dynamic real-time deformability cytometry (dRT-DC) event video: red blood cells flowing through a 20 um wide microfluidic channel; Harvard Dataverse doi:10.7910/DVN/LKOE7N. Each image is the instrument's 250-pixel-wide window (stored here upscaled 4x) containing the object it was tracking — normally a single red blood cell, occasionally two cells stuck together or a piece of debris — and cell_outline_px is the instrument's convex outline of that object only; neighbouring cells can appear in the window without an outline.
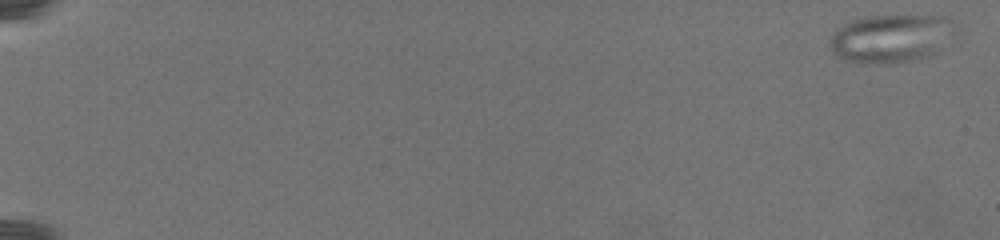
{"species": "common noctule bat (a hibernating species)", "species_latin": "Nyctalus noctula", "temperature_condition": "warm", "stored_images_in_passage": 54, "camera_frame_rate_fps": 3000, "um_per_image_px": 0.085, "animal": {"sex": "female", "body_mass_g": 19.5, "forearm_length_mm": 54.1}, "frame": {"image": 1, "passage_image": 1, "time_ms": 0.0, "image_size_px": [1000, 240], "cell_outline_px": [[956, 28], [928, 56], [920, 60], [888, 64], [880, 64], [844, 60], [836, 56], [832, 52], [828, 44], [828, 40], [836, 28], [844, 24], [868, 16], [944, 16], [952, 20]], "centroid_in_image_um": [75.64, 3.27], "position_along_channel_um": 9.4, "area_um2": 34.85}}
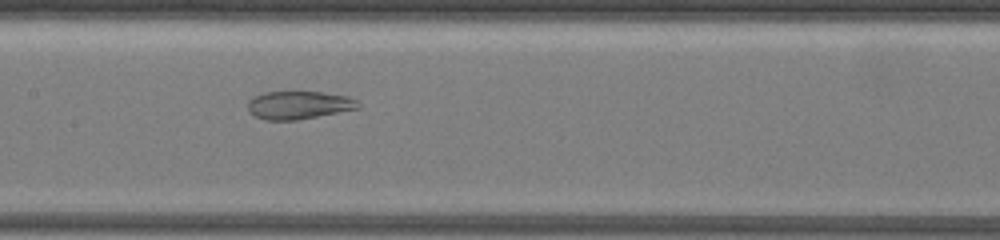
{"frame": {"image": 2, "passage_image": 38, "time_ms": 13.667, "image_size_px": [1000, 240], "cell_outline_px": [[360, 108], [296, 120], [264, 120], [248, 112], [248, 100], [252, 96], [264, 92], [324, 92], [348, 96], [356, 100], [360, 104]], "centroid_in_image_um": [25.37, 8.92], "position_along_channel_um": 182.0, "area_um2": 18.09}}
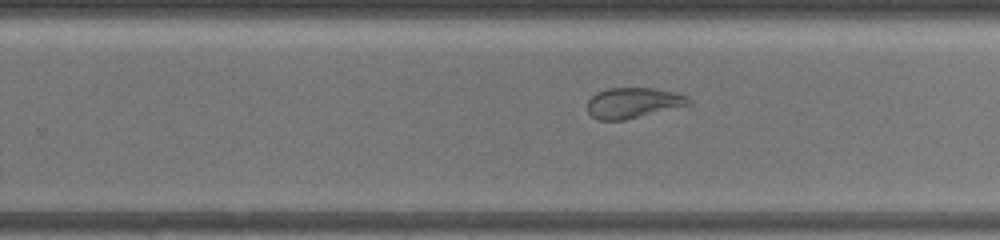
{"frame": {"image": 3, "passage_image": 46, "time_ms": 17.0, "image_size_px": [1000, 240], "cell_outline_px": [[692, 104], [624, 120], [600, 120], [592, 116], [588, 112], [588, 100], [596, 92], [608, 88], [652, 88], [672, 92], [688, 96], [692, 100]], "centroid_in_image_um": [53.82, 8.74], "position_along_channel_um": 276.0, "area_um2": 17.92}}